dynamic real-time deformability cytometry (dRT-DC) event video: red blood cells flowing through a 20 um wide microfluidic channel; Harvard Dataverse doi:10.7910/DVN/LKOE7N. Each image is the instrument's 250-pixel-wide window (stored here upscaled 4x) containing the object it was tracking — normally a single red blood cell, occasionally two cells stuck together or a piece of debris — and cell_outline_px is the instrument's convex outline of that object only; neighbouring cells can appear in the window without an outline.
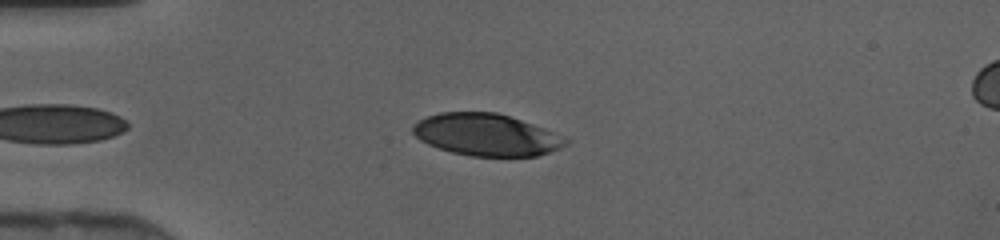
{"species": "human", "species_latin": "Homo sapiens", "temperature_condition": "cold", "stored_images_in_passage": 33, "camera_frame_rate_fps": 3000, "um_per_image_px": 0.085, "donor": {"sex": "female"}, "frame": {"image": 1, "passage_image": 2, "time_ms": 0.333, "image_size_px": [1000, 240], "cell_outline_px": [[568, 144], [560, 148], [536, 156], [472, 156], [452, 152], [428, 144], [420, 140], [412, 132], [412, 124], [428, 116], [440, 112], [496, 112], [544, 128], [568, 140]], "centroid_in_image_um": [41.3, 11.45], "position_along_channel_um": 43.7, "area_um2": 36.99}}
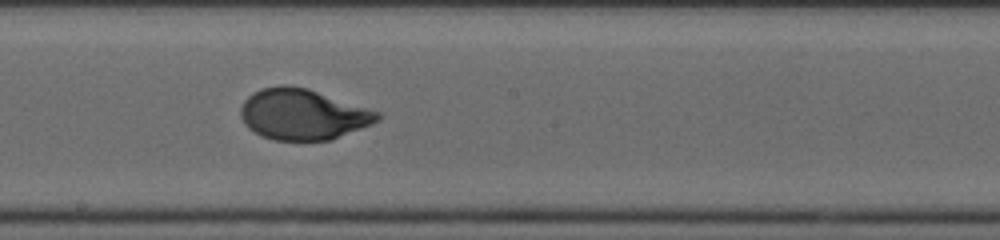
{"frame": {"image": 2, "passage_image": 16, "time_ms": 5.0, "image_size_px": [1000, 240], "cell_outline_px": [[380, 120], [372, 124], [332, 140], [272, 140], [260, 136], [248, 128], [244, 124], [240, 116], [240, 108], [244, 100], [252, 92], [260, 88], [280, 84], [284, 84], [308, 88], [380, 112]], "centroid_in_image_um": [25.71, 9.71], "position_along_channel_um": 222.5, "area_um2": 40.86}}
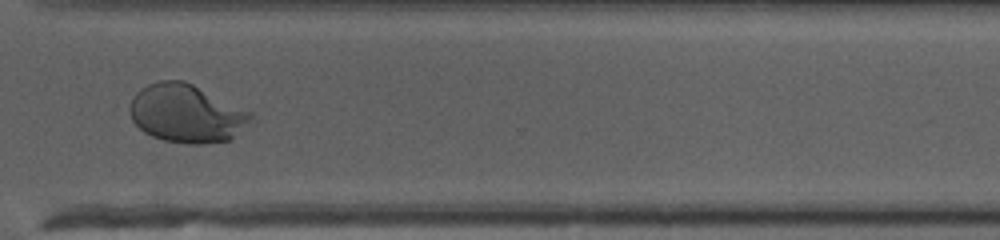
{"frame": {"image": 3, "passage_image": 25, "time_ms": 8.0, "image_size_px": [1000, 240], "cell_outline_px": [[252, 116], [232, 140], [204, 144], [188, 144], [164, 140], [152, 136], [144, 132], [132, 120], [128, 112], [128, 108], [136, 92], [148, 84], [160, 80], [184, 80], [252, 112]], "centroid_in_image_um": [15.81, 9.65], "position_along_channel_um": 354.8, "area_um2": 40.92}}